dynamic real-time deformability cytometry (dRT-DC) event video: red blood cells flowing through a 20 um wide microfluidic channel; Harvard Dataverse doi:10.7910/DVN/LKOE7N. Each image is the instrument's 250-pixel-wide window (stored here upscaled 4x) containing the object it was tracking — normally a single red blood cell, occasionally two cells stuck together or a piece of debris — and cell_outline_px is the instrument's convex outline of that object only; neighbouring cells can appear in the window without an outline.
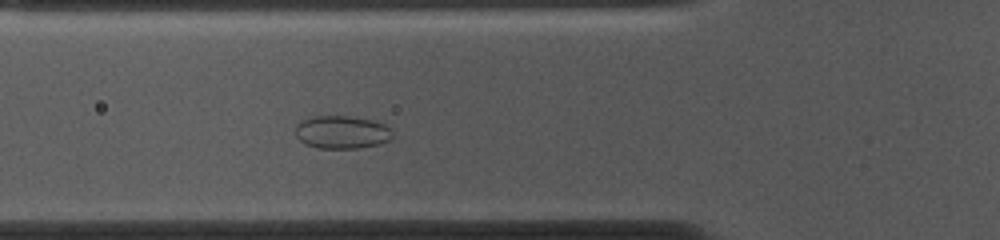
{"species": "common noctule bat (a hibernating species)", "species_latin": "Nyctalus noctula", "temperature_condition": "cold", "stored_images_in_passage": 50, "camera_frame_rate_fps": 3000, "um_per_image_px": 0.085, "animal": {"sex": "female", "body_mass_g": 10.0, "forearm_length_mm": 53.1}, "frame": {"image": 1, "passage_image": 14, "time_ms": 4.333, "image_size_px": [1000, 240], "cell_outline_px": [[392, 136], [388, 140], [380, 144], [360, 148], [316, 148], [304, 144], [296, 136], [296, 124], [312, 116], [352, 116], [372, 120], [384, 124], [392, 128]], "centroid_in_image_um": [29.06, 11.24], "position_along_channel_um": 96.7, "area_um2": 18.79}}
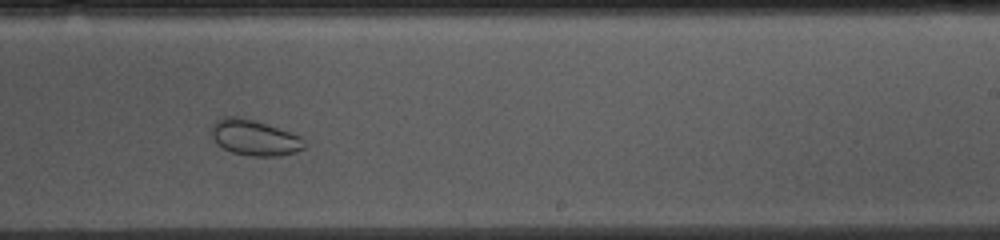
{"frame": {"image": 2, "passage_image": 28, "time_ms": 9.0, "image_size_px": [1000, 240], "cell_outline_px": [[308, 144], [304, 148], [280, 156], [252, 156], [232, 152], [224, 148], [212, 136], [212, 124], [216, 120], [224, 116], [240, 116], [300, 136]], "centroid_in_image_um": [21.63, 11.7], "position_along_channel_um": 267.4, "area_um2": 18.9}}
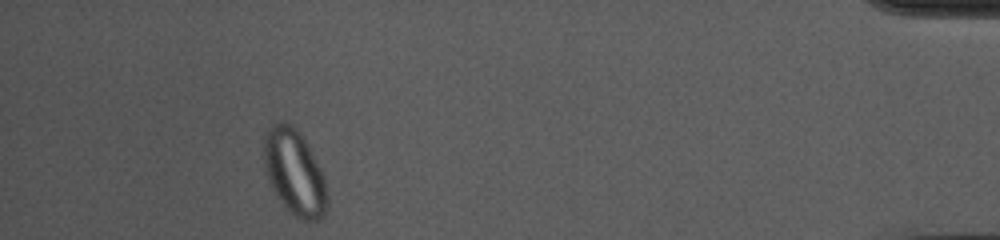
{"frame": {"image": 3, "passage_image": 45, "time_ms": 14.667, "image_size_px": [1000, 240], "cell_outline_px": [[328, 204], [324, 212], [316, 220], [300, 220], [276, 196], [268, 180], [264, 160], [264, 136], [268, 128], [272, 124], [280, 120], [284, 120], [292, 124], [300, 132], [320, 168], [324, 176], [328, 196]], "centroid_in_image_um": [25.02, 14.6], "position_along_channel_um": 410.2, "area_um2": 31.33}, "authors_computed_cell_mechanics": {"area_um2": 24.8251, "velocity_mm_per_s": 3.6557, "shape_relaxation_time_tau1_ms": null, "shape_relaxation_time_tau2_ms": 1.1355, "deformation_change_tau1": null, "deformation_change_tau2": 0.0322}}